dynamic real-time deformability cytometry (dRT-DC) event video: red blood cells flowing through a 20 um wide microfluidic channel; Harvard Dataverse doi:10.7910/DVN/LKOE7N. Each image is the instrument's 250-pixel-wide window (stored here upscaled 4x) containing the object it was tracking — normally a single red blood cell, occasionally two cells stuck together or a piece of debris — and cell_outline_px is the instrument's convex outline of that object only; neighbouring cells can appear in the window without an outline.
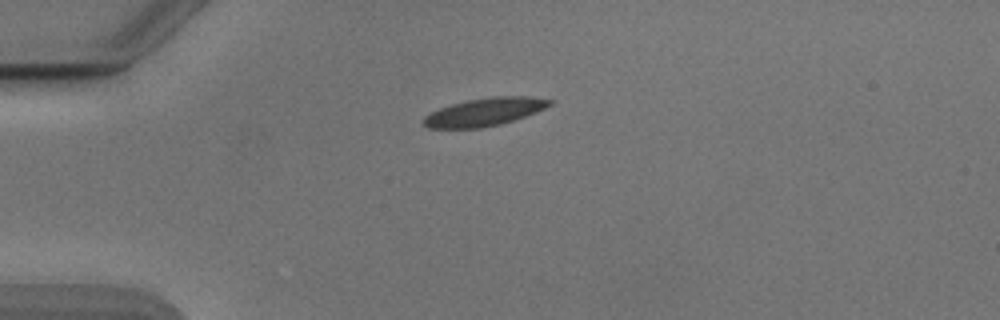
{"species": "Egyptian fruit bat (a non-hibernating species)", "species_latin": "Rousettus aegyptiacus", "temperature_condition": "cold", "stored_images_in_passage": 40, "camera_frame_rate_fps": 3000, "um_per_image_px": 0.085, "animal": {"sex": "male"}, "frame": {"image": 1, "passage_image": 1, "time_ms": 0.0, "image_size_px": [1000, 320], "cell_outline_px": [[556, 100], [552, 104], [536, 112], [500, 124], [480, 128], [428, 128], [424, 124], [424, 116], [440, 108], [452, 104], [468, 100], [492, 96], [532, 96]], "centroid_in_image_um": [41.23, 9.5], "position_along_channel_um": 43.8, "area_um2": 20.4}}
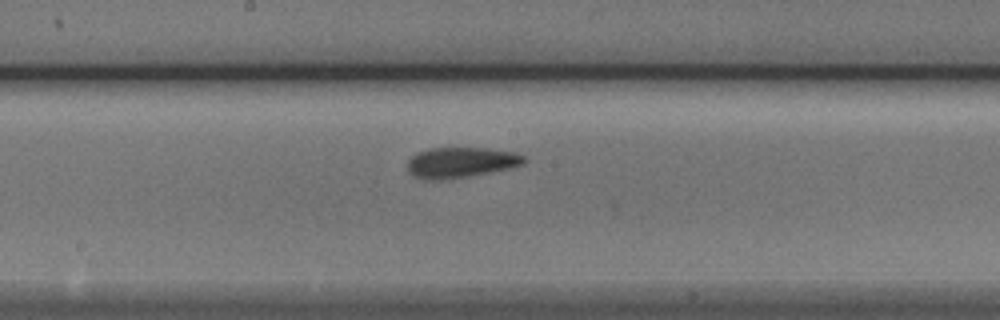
{"frame": {"image": 2, "passage_image": 16, "time_ms": 5.0, "image_size_px": [1000, 320], "cell_outline_px": [[528, 160], [524, 164], [512, 168], [440, 180], [424, 180], [412, 176], [408, 172], [408, 160], [416, 152], [428, 148], [484, 148], [516, 152], [524, 156]], "centroid_in_image_um": [39.16, 13.8], "position_along_channel_um": 209.0, "area_um2": 20.81}}
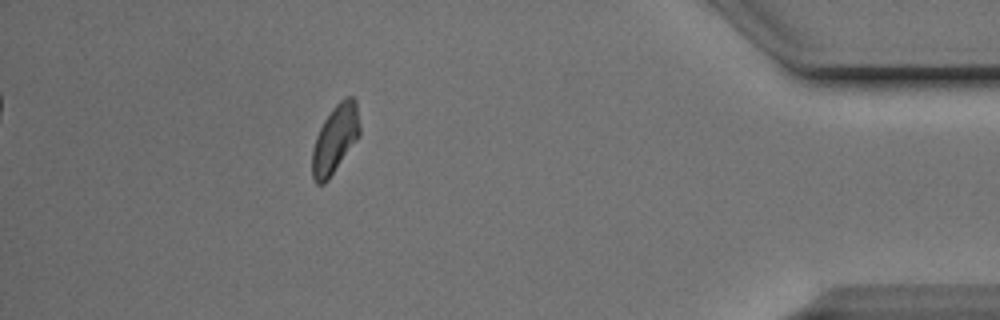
{"frame": {"image": 3, "passage_image": 35, "time_ms": 11.333, "image_size_px": [1000, 320], "cell_outline_px": [[360, 136], [328, 180], [324, 184], [316, 184], [312, 176], [312, 148], [316, 136], [324, 120], [332, 108], [344, 96], [352, 96], [356, 100], [360, 128]], "centroid_in_image_um": [28.49, 11.81], "position_along_channel_um": 406.7, "area_um2": 19.02}, "authors_computed_cell_mechanics": {"area_um2": 19.941, "velocity_mm_per_s": 3.861, "shape_relaxation_time_tau1_ms": 4.6259, "shape_relaxation_time_tau2_ms": 2.6125, "deformation_change_tau1": 0.1061, "deformation_change_tau2": 0.0851}}